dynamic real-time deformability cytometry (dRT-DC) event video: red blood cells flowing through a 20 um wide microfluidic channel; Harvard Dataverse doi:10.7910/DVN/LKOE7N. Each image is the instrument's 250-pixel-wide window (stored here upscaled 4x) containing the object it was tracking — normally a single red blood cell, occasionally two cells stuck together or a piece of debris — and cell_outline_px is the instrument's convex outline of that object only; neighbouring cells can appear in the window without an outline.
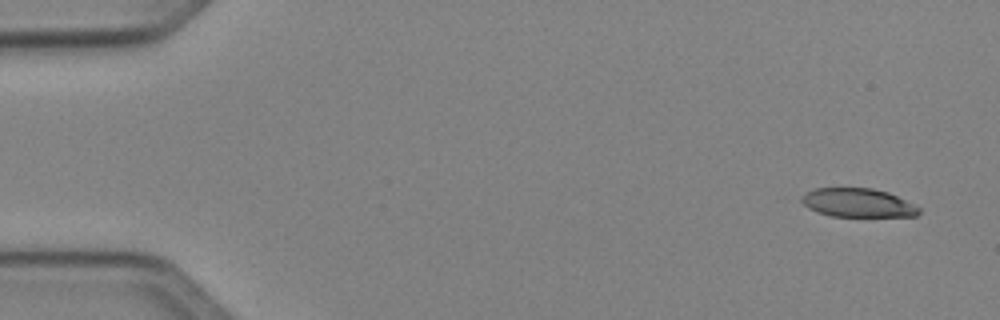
{"species": "Egyptian fruit bat (a non-hibernating species)", "species_latin": "Rousettus aegyptiacus", "temperature_condition": "cold", "stored_images_in_passage": 6, "camera_frame_rate_fps": 3000, "um_per_image_px": 0.085, "animal": {"sex": "female"}, "frame": {"image": 1, "passage_image": 1, "time_ms": 0.0, "image_size_px": [1000, 320], "cell_outline_px": [[920, 212], [916, 216], [832, 216], [808, 208], [800, 200], [800, 196], [816, 188], [872, 188], [888, 192], [920, 208]], "centroid_in_image_um": [72.9, 17.23], "position_along_channel_um": 12.1, "area_um2": 19.36}}
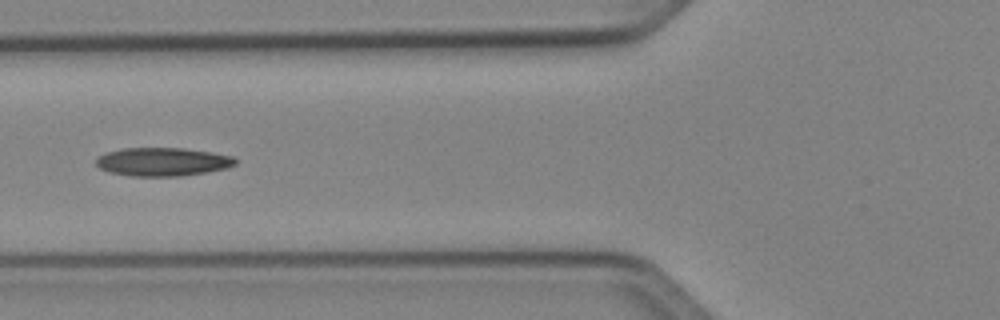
{"frame": {"image": 2, "passage_image": 5, "time_ms": 5.667, "image_size_px": [1000, 320], "cell_outline_px": [[236, 164], [228, 168], [204, 172], [176, 176], [132, 176], [108, 172], [100, 168], [96, 164], [96, 156], [104, 152], [120, 148], [184, 148], [212, 152], [232, 156], [236, 160]], "centroid_in_image_um": [13.77, 13.74], "position_along_channel_um": 112.0, "area_um2": 23.18}}
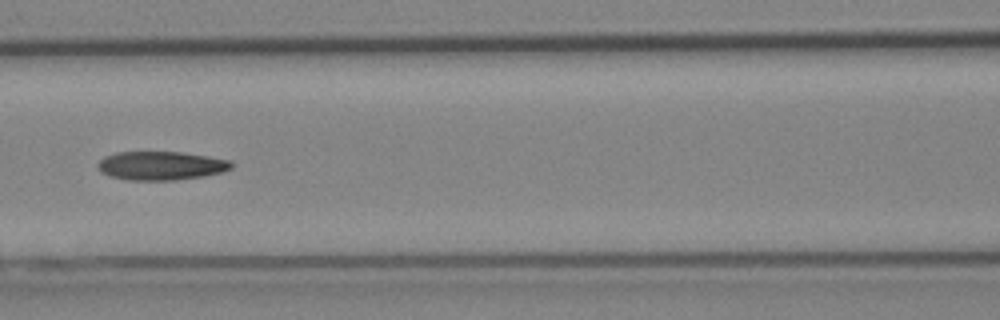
{"frame": {"image": 3, "passage_image": 6, "time_ms": 6.667, "image_size_px": [1000, 320], "cell_outline_px": [[236, 164], [232, 168], [224, 172], [204, 176], [176, 180], [128, 180], [108, 176], [100, 172], [96, 164], [104, 156], [116, 152], [180, 152], [208, 156], [232, 160]], "centroid_in_image_um": [13.71, 14.08], "position_along_channel_um": 152.9, "area_um2": 22.72}}